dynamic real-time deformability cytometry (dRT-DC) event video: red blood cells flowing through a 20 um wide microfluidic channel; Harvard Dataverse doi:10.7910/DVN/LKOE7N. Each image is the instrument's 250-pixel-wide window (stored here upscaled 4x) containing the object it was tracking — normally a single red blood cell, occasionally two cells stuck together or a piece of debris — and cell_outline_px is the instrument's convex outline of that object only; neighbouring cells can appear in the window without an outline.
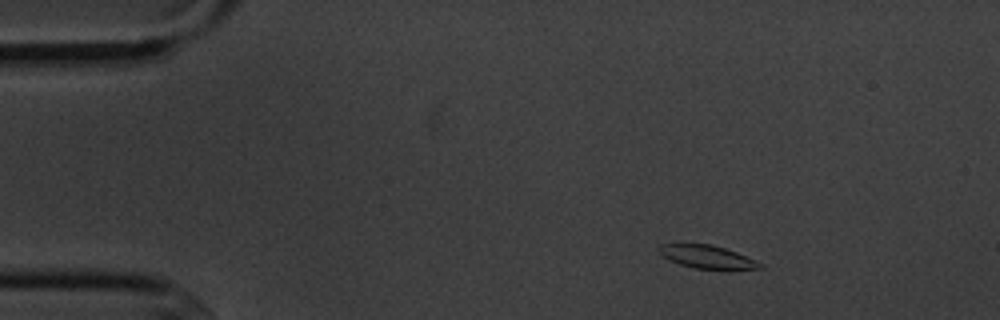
{"species": "common noctule bat (a hibernating species)", "species_latin": "Nyctalus noctula", "temperature_condition": "cold", "stored_images_in_passage": 4, "camera_frame_rate_fps": 3000, "um_per_image_px": 0.085, "animal": {"sex": "male", "body_mass_g": 20.1, "forearm_length_mm": 53.5}, "frame": {"image": 1, "passage_image": 1, "time_ms": 0.0, "image_size_px": [1000, 320], "cell_outline_px": [[764, 268], [692, 268], [680, 264], [664, 256], [656, 248], [660, 244], [680, 240], [712, 244], [736, 252], [756, 260], [764, 264]], "centroid_in_image_um": [60.0, 21.75], "position_along_channel_um": 25.0, "area_um2": 13.93}}
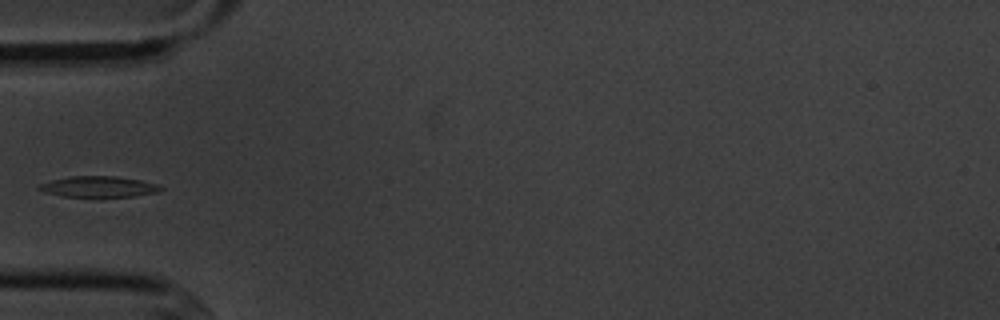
{"frame": {"image": 2, "passage_image": 4, "time_ms": 3.333, "image_size_px": [1000, 320], "cell_outline_px": [[164, 188], [156, 192], [132, 196], [100, 200], [64, 196], [44, 192], [36, 188], [40, 184], [52, 180], [72, 176], [116, 176], [140, 180], [156, 184]], "centroid_in_image_um": [8.36, 15.91], "position_along_channel_um": 76.6, "area_um2": 15.43}}